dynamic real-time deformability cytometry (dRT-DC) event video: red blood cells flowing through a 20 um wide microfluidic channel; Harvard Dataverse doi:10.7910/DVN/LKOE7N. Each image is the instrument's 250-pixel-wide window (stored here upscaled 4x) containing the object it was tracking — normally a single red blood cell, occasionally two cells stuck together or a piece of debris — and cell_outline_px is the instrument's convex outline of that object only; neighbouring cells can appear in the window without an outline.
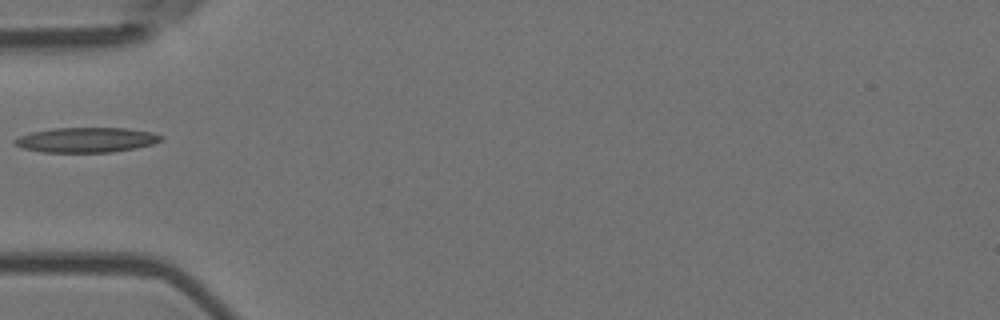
{"species": "Egyptian fruit bat (a non-hibernating species)", "species_latin": "Rousettus aegyptiacus", "temperature_condition": "room temperature", "stored_images_in_passage": 5, "camera_frame_rate_fps": 3000, "um_per_image_px": 0.085, "animal": {"sex": "female"}, "frame": {"image": 1, "passage_image": 1, "time_ms": 0.0, "image_size_px": [1000, 320], "cell_outline_px": [[164, 140], [152, 144], [136, 148], [112, 152], [44, 152], [24, 148], [16, 144], [12, 140], [20, 136], [32, 132], [52, 128], [128, 128], [152, 132], [164, 136]], "centroid_in_image_um": [7.4, 11.88], "position_along_channel_um": 77.6, "area_um2": 21.27}}
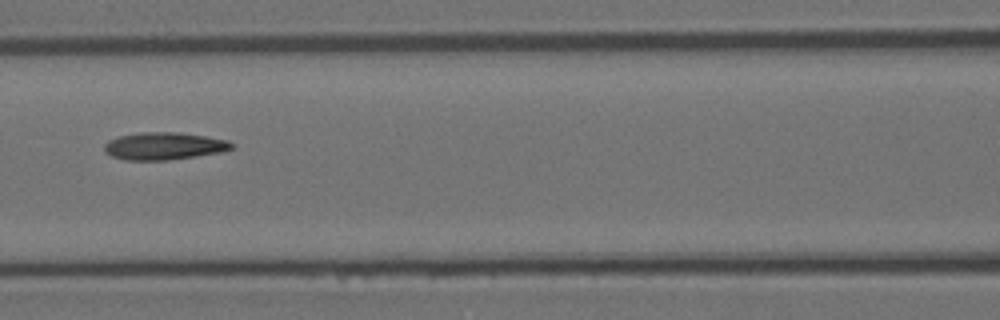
{"frame": {"image": 2, "passage_image": 3, "time_ms": 0.667, "image_size_px": [1000, 320], "cell_outline_px": [[232, 148], [224, 152], [168, 160], [124, 160], [112, 156], [104, 152], [104, 144], [108, 140], [120, 136], [140, 132], [176, 132], [204, 136], [228, 140], [232, 144]], "centroid_in_image_um": [13.92, 12.42], "position_along_channel_um": 152.7, "area_um2": 20.35}}
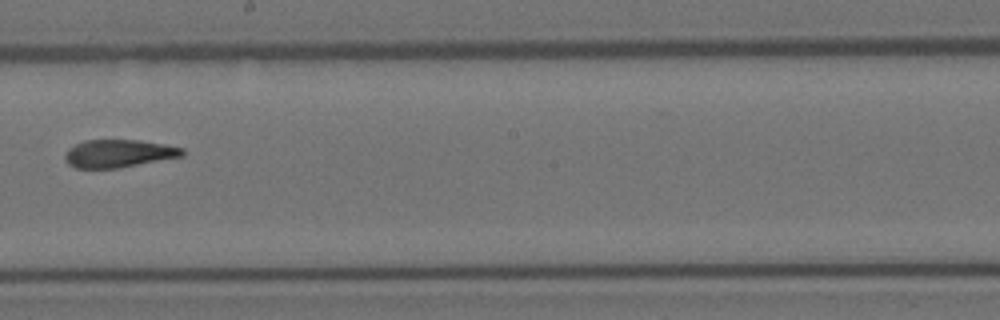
{"frame": {"image": 3, "passage_image": 5, "time_ms": 1.333, "image_size_px": [1000, 320], "cell_outline_px": [[184, 156], [120, 168], [76, 168], [68, 164], [64, 160], [64, 156], [68, 148], [84, 140], [140, 140], [164, 144], [184, 148]], "centroid_in_image_um": [10.08, 13.05], "position_along_channel_um": 238.1, "area_um2": 19.19}}